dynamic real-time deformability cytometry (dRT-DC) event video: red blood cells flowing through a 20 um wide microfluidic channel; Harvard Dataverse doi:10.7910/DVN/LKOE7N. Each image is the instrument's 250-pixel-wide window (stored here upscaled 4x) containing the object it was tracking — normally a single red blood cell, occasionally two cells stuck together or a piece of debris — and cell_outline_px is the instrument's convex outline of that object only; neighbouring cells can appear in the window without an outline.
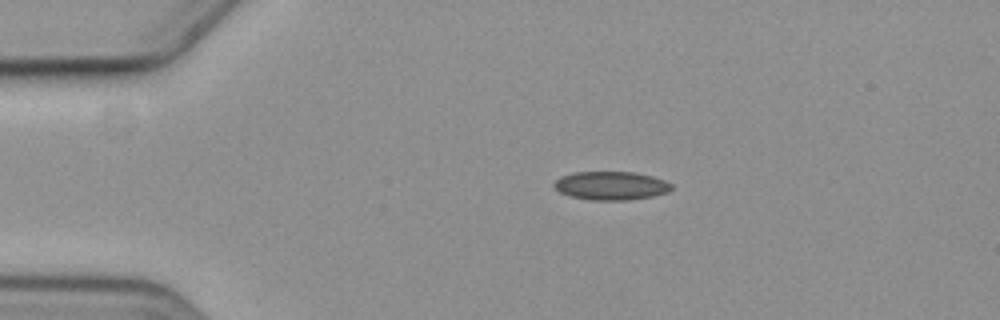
{"species": "common noctule bat (a hibernating species)", "species_latin": "Nyctalus noctula", "temperature_condition": "cold", "stored_images_in_passage": 9, "camera_frame_rate_fps": 3000, "um_per_image_px": 0.085, "animal": {"sex": "female", "body_mass_g": 19.3, "forearm_length_mm": 54.1}, "frame": {"image": 1, "passage_image": 1, "time_ms": 0.0, "image_size_px": [1000, 320], "cell_outline_px": [[672, 188], [668, 192], [652, 196], [624, 200], [592, 200], [572, 196], [560, 192], [552, 184], [560, 176], [572, 172], [636, 172], [652, 176], [664, 180], [672, 184]], "centroid_in_image_um": [51.93, 15.77], "position_along_channel_um": 33.1, "area_um2": 19.42}}
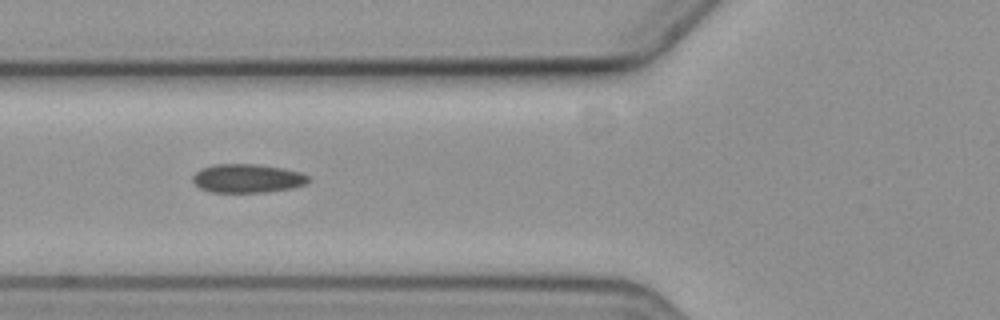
{"frame": {"image": 2, "passage_image": 4, "time_ms": 3.333, "image_size_px": [1000, 320], "cell_outline_px": [[312, 180], [304, 184], [292, 188], [264, 192], [212, 192], [200, 188], [192, 180], [192, 176], [200, 168], [212, 164], [256, 164], [284, 168], [300, 172], [308, 176]], "centroid_in_image_um": [21.02, 15.15], "position_along_channel_um": 104.8, "area_um2": 19.42}}
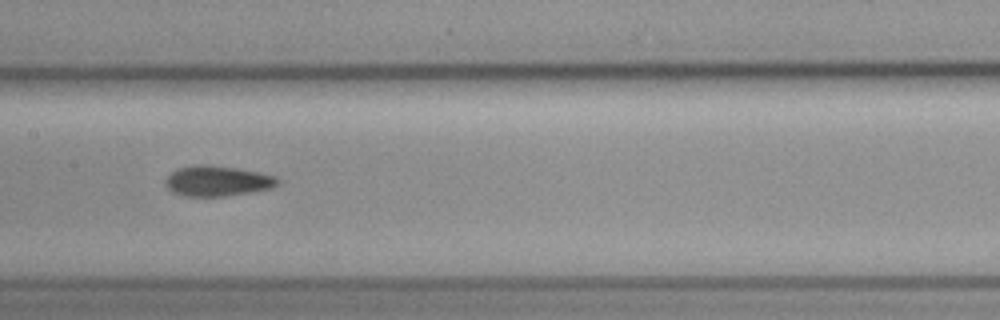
{"frame": {"image": 3, "passage_image": 6, "time_ms": 5.667, "image_size_px": [1000, 320], "cell_outline_px": [[280, 184], [272, 188], [224, 196], [184, 196], [172, 192], [164, 184], [168, 176], [172, 172], [180, 168], [192, 164], [208, 164], [236, 168], [260, 172], [276, 176], [280, 180]], "centroid_in_image_um": [18.49, 15.37], "position_along_channel_um": 188.9, "area_um2": 19.94}}